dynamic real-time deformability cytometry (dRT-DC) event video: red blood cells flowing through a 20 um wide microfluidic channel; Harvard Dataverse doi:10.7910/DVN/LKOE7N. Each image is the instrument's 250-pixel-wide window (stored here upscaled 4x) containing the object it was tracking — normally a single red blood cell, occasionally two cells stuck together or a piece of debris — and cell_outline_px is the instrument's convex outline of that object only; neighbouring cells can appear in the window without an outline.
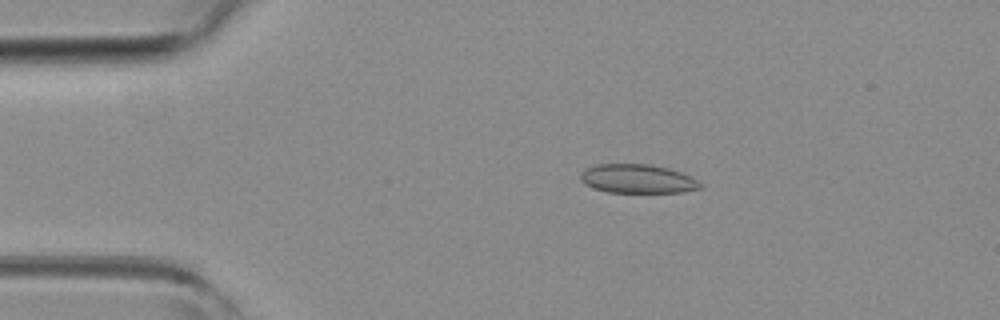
{"species": "common noctule bat (a hibernating species)", "species_latin": "Nyctalus noctula", "temperature_condition": "room temperature", "stored_images_in_passage": 15, "camera_frame_rate_fps": 3000, "um_per_image_px": 0.085, "animal": {"sex": "female", "body_mass_g": 19.3, "forearm_length_mm": 54.1}, "frame": {"image": 1, "passage_image": 9, "time_ms": 2.667, "image_size_px": [1000, 320], "cell_outline_px": [[704, 188], [684, 192], [608, 192], [584, 184], [580, 180], [580, 172], [584, 168], [596, 164], [648, 164], [668, 168], [692, 176], [704, 184]], "centroid_in_image_um": [54.22, 15.19], "position_along_channel_um": 30.8, "area_um2": 20.4}}